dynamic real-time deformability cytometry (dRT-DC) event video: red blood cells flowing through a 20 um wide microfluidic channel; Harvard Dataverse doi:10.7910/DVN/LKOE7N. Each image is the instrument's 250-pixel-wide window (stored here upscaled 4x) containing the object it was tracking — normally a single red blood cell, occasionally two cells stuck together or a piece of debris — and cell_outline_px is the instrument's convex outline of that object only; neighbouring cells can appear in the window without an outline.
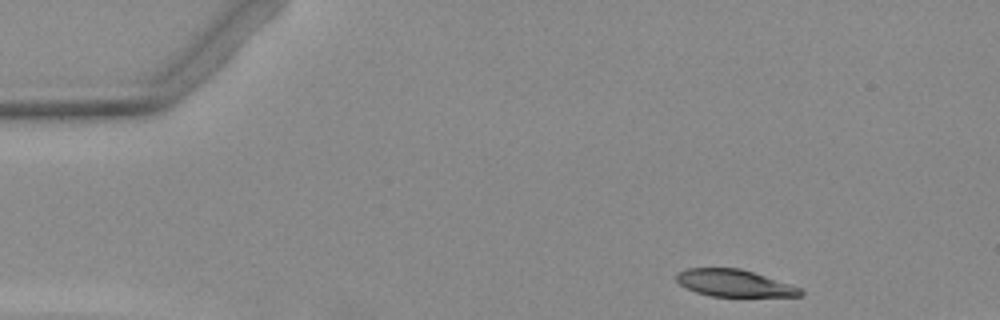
{"species": "Egyptian fruit bat (a non-hibernating species)", "species_latin": "Rousettus aegyptiacus", "temperature_condition": "warm", "stored_images_in_passage": 37, "camera_frame_rate_fps": 3000, "um_per_image_px": 0.085, "animal": {"sex": "female"}, "frame": {"image": 1, "passage_image": 1, "time_ms": 0.0, "image_size_px": [1000, 320], "cell_outline_px": [[804, 292], [800, 296], [712, 296], [696, 292], [680, 284], [676, 280], [676, 272], [688, 268], [740, 268], [800, 288]], "centroid_in_image_um": [62.35, 24.06], "position_along_channel_um": 22.6, "area_um2": 19.13}}
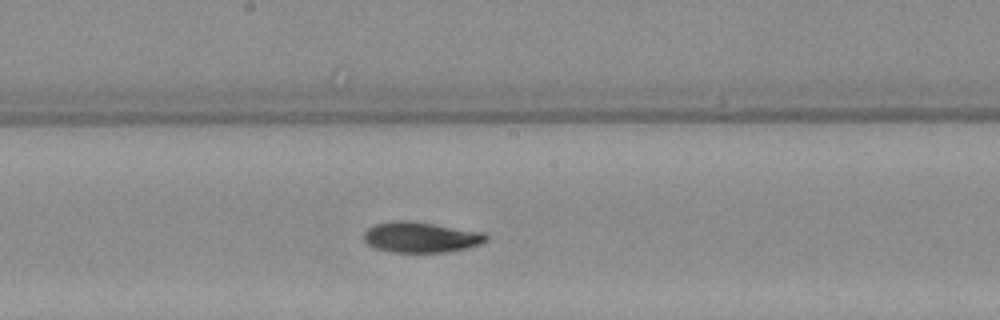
{"frame": {"image": 2, "passage_image": 22, "time_ms": 7.0, "image_size_px": [1000, 320], "cell_outline_px": [[488, 240], [480, 244], [468, 248], [448, 252], [388, 252], [376, 248], [368, 244], [364, 240], [364, 232], [368, 228], [376, 224], [392, 220], [408, 220], [484, 232], [488, 236]], "centroid_in_image_um": [35.78, 20.16], "position_along_channel_um": 212.4, "area_um2": 21.91}}
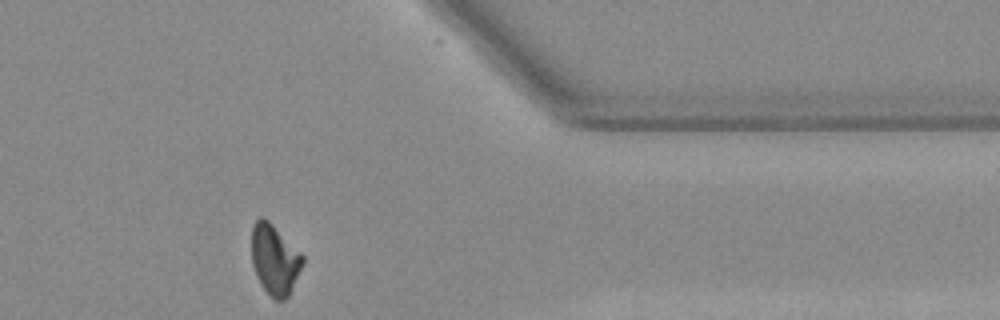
{"frame": {"image": 3, "passage_image": 37, "time_ms": 12.0, "image_size_px": [1000, 320], "cell_outline_px": [[304, 264], [288, 296], [284, 300], [276, 300], [260, 284], [256, 276], [252, 264], [252, 228], [256, 220], [260, 216], [264, 216], [304, 256]], "centroid_in_image_um": [23.35, 22.05], "position_along_channel_um": 388.1, "area_um2": 20.75}}